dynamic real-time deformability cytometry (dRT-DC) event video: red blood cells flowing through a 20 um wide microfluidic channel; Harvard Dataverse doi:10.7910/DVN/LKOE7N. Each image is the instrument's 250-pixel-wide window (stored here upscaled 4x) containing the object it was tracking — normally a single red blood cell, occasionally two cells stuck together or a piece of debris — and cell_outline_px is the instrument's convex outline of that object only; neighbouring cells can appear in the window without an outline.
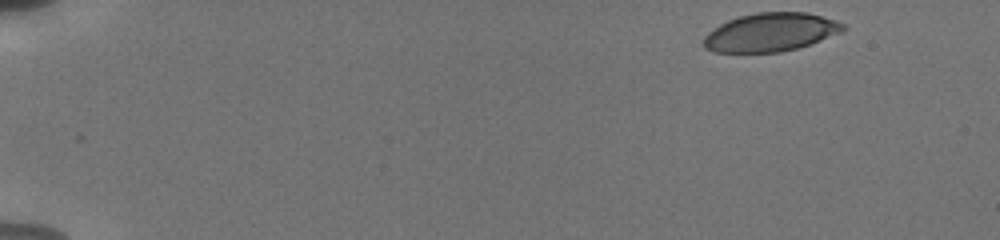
{"species": "human", "species_latin": "Homo sapiens", "temperature_condition": "cold", "stored_images_in_passage": 50, "camera_frame_rate_fps": 3000, "um_per_image_px": 0.085, "donor": {"sex": "male"}, "frame": {"image": 1, "passage_image": 1, "time_ms": 0.0, "image_size_px": [1000, 240], "cell_outline_px": [[848, 28], [840, 32], [808, 44], [796, 48], [780, 52], [716, 52], [704, 48], [704, 36], [708, 32], [720, 24], [728, 20], [740, 16], [756, 12], [808, 12], [836, 20], [844, 24]], "centroid_in_image_um": [65.49, 2.73], "position_along_channel_um": 19.5, "area_um2": 31.04}}
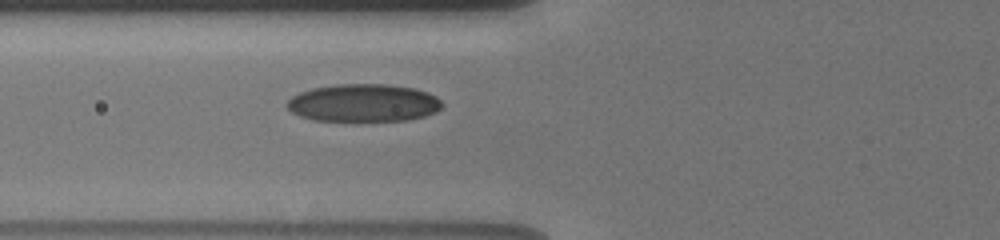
{"frame": {"image": 2, "passage_image": 18, "time_ms": 5.667, "image_size_px": [1000, 240], "cell_outline_px": [[444, 104], [436, 112], [424, 116], [408, 120], [312, 120], [300, 116], [292, 112], [284, 104], [292, 96], [300, 92], [312, 88], [336, 84], [388, 84], [412, 88], [428, 92], [436, 96]], "centroid_in_image_um": [30.89, 8.74], "position_along_channel_um": 94.9, "area_um2": 34.04}}
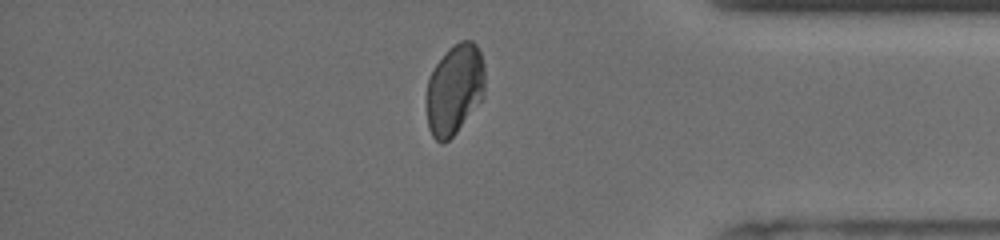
{"frame": {"image": 3, "passage_image": 43, "time_ms": 14.0, "image_size_px": [1000, 240], "cell_outline_px": [[484, 96], [456, 132], [444, 144], [440, 144], [432, 136], [428, 128], [428, 76], [436, 64], [448, 48], [460, 40], [472, 40], [476, 44], [480, 52], [484, 64]], "centroid_in_image_um": [38.64, 7.57], "position_along_channel_um": 396.6, "area_um2": 30.63}, "authors_computed_cell_mechanics": {"area_um2": 32.2813, "velocity_mm_per_s": 3.8071, "shape_relaxation_time_tau1_ms": 10.1434, "shape_relaxation_time_tau2_ms": 1.9478, "deformation_change_tau1": 0.2354, "deformation_change_tau2": 0.0464}}